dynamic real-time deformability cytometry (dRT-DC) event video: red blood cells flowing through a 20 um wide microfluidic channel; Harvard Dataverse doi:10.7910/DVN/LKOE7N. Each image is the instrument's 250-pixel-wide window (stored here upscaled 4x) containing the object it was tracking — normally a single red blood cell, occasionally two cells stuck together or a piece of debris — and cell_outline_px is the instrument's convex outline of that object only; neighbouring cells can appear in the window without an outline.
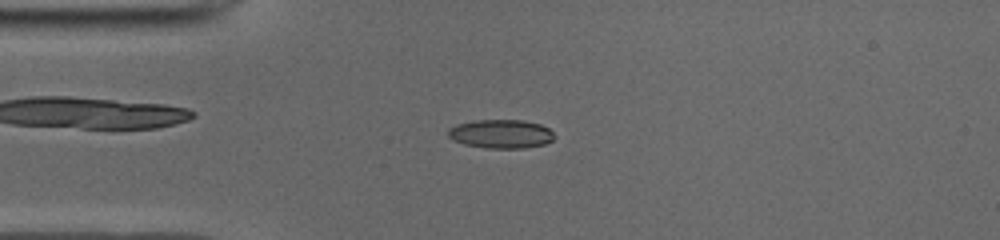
{"species": "common noctule bat (a hibernating species)", "species_latin": "Nyctalus noctula", "temperature_condition": "cold", "stored_images_in_passage": 49, "camera_frame_rate_fps": 3000, "um_per_image_px": 0.085, "animal": {"sex": "male", "body_mass_g": 19.0, "forearm_length_mm": 50.8}, "frame": {"image": 1, "passage_image": 11, "time_ms": 3.333, "image_size_px": [1000, 240], "cell_outline_px": [[556, 136], [552, 140], [544, 144], [524, 148], [488, 148], [464, 144], [448, 136], [448, 128], [456, 124], [476, 120], [524, 120], [540, 124], [548, 128]], "centroid_in_image_um": [42.6, 11.37], "position_along_channel_um": 42.4, "area_um2": 17.74}}
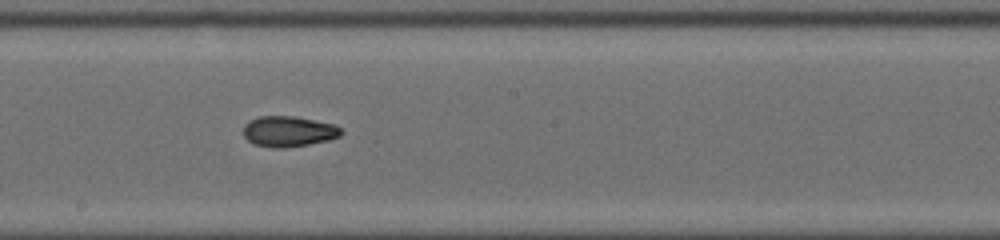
{"frame": {"image": 2, "passage_image": 26, "time_ms": 8.333, "image_size_px": [1000, 240], "cell_outline_px": [[344, 132], [340, 136], [328, 140], [308, 144], [252, 144], [244, 136], [244, 124], [248, 120], [260, 116], [296, 116], [332, 124], [340, 128]], "centroid_in_image_um": [24.54, 11.1], "position_along_channel_um": 223.7, "area_um2": 16.53}}
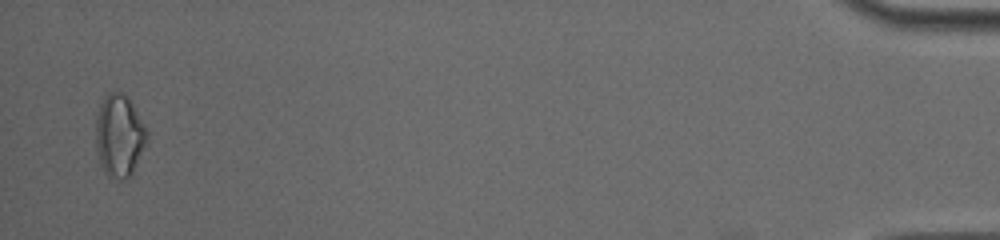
{"frame": {"image": 3, "passage_image": 48, "time_ms": 15.667, "image_size_px": [1000, 240], "cell_outline_px": [[148, 140], [132, 172], [124, 180], [108, 176], [100, 160], [96, 144], [96, 120], [100, 104], [104, 96], [108, 92], [120, 92], [132, 104], [144, 124], [148, 132]], "centroid_in_image_um": [10.15, 11.51], "position_along_channel_um": 425.1, "area_um2": 23.99}, "authors_computed_cell_mechanics": {"area_um2": 17.1666, "velocity_mm_per_s": 3.9715, "shape_relaxation_time_tau1_ms": null, "shape_relaxation_time_tau2_ms": 2.9952, "deformation_change_tau1": null, "deformation_change_tau2": 0.0812}}